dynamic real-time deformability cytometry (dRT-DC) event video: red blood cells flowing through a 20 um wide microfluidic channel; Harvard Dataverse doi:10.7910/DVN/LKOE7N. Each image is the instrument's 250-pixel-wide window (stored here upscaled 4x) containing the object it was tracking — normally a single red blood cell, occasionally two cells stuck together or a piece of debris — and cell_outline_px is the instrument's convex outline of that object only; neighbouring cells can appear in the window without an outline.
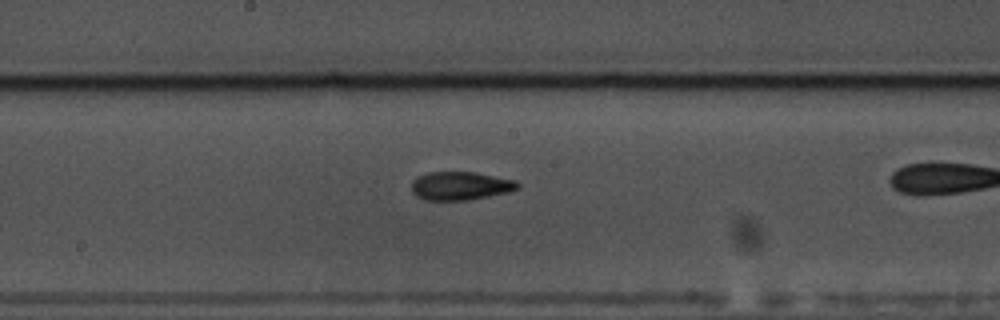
{"species": "common noctule bat (a hibernating species)", "species_latin": "Nyctalus noctula", "temperature_condition": "warm", "stored_images_in_passage": 36, "camera_frame_rate_fps": 3000, "um_per_image_px": 0.085, "animal": {"sex": "male", "body_mass_g": 17.5, "forearm_length_mm": 52.3}, "frame": {"image": 1, "passage_image": 21, "time_ms": 6.667, "image_size_px": [1000, 320], "cell_outline_px": [[520, 188], [508, 192], [488, 196], [464, 200], [424, 200], [416, 196], [412, 192], [412, 180], [416, 176], [428, 172], [476, 172], [516, 180], [520, 184]], "centroid_in_image_um": [39.12, 15.79], "position_along_channel_um": 209.1, "area_um2": 17.69}}